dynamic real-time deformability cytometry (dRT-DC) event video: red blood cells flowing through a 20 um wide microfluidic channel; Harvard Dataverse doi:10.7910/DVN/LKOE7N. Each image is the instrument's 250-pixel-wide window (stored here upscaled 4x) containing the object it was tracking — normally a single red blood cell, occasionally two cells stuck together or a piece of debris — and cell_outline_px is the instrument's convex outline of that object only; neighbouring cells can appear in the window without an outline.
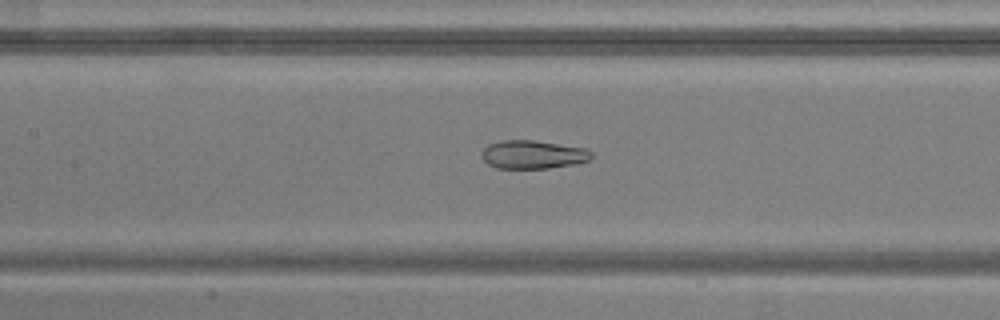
{"species": "common noctule bat (a hibernating species)", "species_latin": "Nyctalus noctula", "temperature_condition": "warm", "stored_images_in_passage": 52, "camera_frame_rate_fps": 3000, "um_per_image_px": 0.085, "animal": {"sex": "male", "body_mass_g": 20.5, "forearm_length_mm": 52.5}, "frame": {"image": 1, "passage_image": 23, "time_ms": 7.333, "image_size_px": [1000, 320], "cell_outline_px": [[592, 156], [588, 160], [576, 164], [548, 168], [496, 168], [488, 164], [480, 156], [480, 152], [488, 144], [500, 140], [532, 140], [588, 148], [592, 152]], "centroid_in_image_um": [45.28, 13.13], "position_along_channel_um": 162.1, "area_um2": 18.32}}
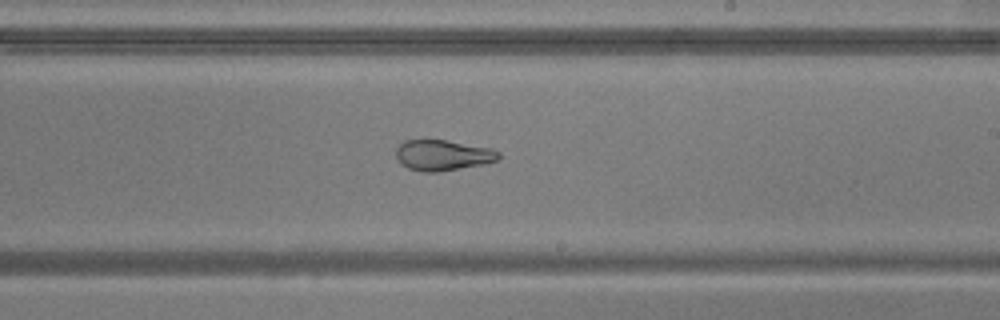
{"frame": {"image": 2, "passage_image": 30, "time_ms": 9.667, "image_size_px": [1000, 320], "cell_outline_px": [[500, 156], [496, 160], [480, 164], [440, 172], [420, 172], [408, 168], [400, 164], [396, 156], [396, 148], [404, 140], [444, 140], [492, 148], [500, 152]], "centroid_in_image_um": [37.59, 13.19], "position_along_channel_um": 251.4, "area_um2": 18.26}}
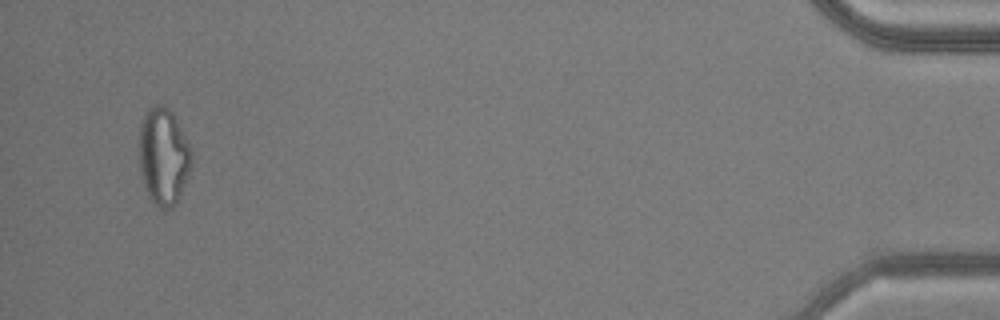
{"frame": {"image": 3, "passage_image": 50, "time_ms": 16.333, "image_size_px": [1000, 320], "cell_outline_px": [[192, 160], [188, 176], [172, 208], [160, 208], [148, 196], [140, 176], [140, 124], [148, 108], [156, 104], [160, 104], [168, 108], [172, 112], [192, 152]], "centroid_in_image_um": [13.88, 13.28], "position_along_channel_um": 421.3, "area_um2": 29.13}, "authors_computed_cell_mechanics": {"area_um2": 25.1141, "velocity_mm_per_s": 3.8354, "shape_relaxation_time_tau1_ms": null, "shape_relaxation_time_tau2_ms": 2.0063, "deformation_change_tau1": null, "deformation_change_tau2": 0.0927}}